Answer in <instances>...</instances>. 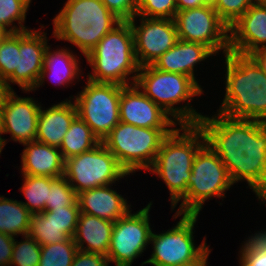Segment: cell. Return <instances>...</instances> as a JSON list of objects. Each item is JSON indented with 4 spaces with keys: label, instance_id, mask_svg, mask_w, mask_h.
Here are the masks:
<instances>
[{
    "label": "cell",
    "instance_id": "36",
    "mask_svg": "<svg viewBox=\"0 0 266 266\" xmlns=\"http://www.w3.org/2000/svg\"><path fill=\"white\" fill-rule=\"evenodd\" d=\"M256 0H217L214 9L220 19L228 26H232Z\"/></svg>",
    "mask_w": 266,
    "mask_h": 266
},
{
    "label": "cell",
    "instance_id": "44",
    "mask_svg": "<svg viewBox=\"0 0 266 266\" xmlns=\"http://www.w3.org/2000/svg\"><path fill=\"white\" fill-rule=\"evenodd\" d=\"M3 132H4L3 113H2V107H0V141L3 143V146H5L7 143V139L2 137Z\"/></svg>",
    "mask_w": 266,
    "mask_h": 266
},
{
    "label": "cell",
    "instance_id": "19",
    "mask_svg": "<svg viewBox=\"0 0 266 266\" xmlns=\"http://www.w3.org/2000/svg\"><path fill=\"white\" fill-rule=\"evenodd\" d=\"M112 186V184L99 186L78 193L80 212L111 222L124 217L130 211L131 205L121 194L111 189Z\"/></svg>",
    "mask_w": 266,
    "mask_h": 266
},
{
    "label": "cell",
    "instance_id": "42",
    "mask_svg": "<svg viewBox=\"0 0 266 266\" xmlns=\"http://www.w3.org/2000/svg\"><path fill=\"white\" fill-rule=\"evenodd\" d=\"M176 4L178 11L198 8L205 5L202 0H176Z\"/></svg>",
    "mask_w": 266,
    "mask_h": 266
},
{
    "label": "cell",
    "instance_id": "2",
    "mask_svg": "<svg viewBox=\"0 0 266 266\" xmlns=\"http://www.w3.org/2000/svg\"><path fill=\"white\" fill-rule=\"evenodd\" d=\"M225 56V96L218 113L266 123V75L250 55L229 51Z\"/></svg>",
    "mask_w": 266,
    "mask_h": 266
},
{
    "label": "cell",
    "instance_id": "37",
    "mask_svg": "<svg viewBox=\"0 0 266 266\" xmlns=\"http://www.w3.org/2000/svg\"><path fill=\"white\" fill-rule=\"evenodd\" d=\"M51 219L59 225L62 230L73 238L76 233L80 209L76 201L72 206H65L59 209H50Z\"/></svg>",
    "mask_w": 266,
    "mask_h": 266
},
{
    "label": "cell",
    "instance_id": "38",
    "mask_svg": "<svg viewBox=\"0 0 266 266\" xmlns=\"http://www.w3.org/2000/svg\"><path fill=\"white\" fill-rule=\"evenodd\" d=\"M121 21H130L137 14V0H101Z\"/></svg>",
    "mask_w": 266,
    "mask_h": 266
},
{
    "label": "cell",
    "instance_id": "45",
    "mask_svg": "<svg viewBox=\"0 0 266 266\" xmlns=\"http://www.w3.org/2000/svg\"><path fill=\"white\" fill-rule=\"evenodd\" d=\"M256 197H258L257 199L262 203L266 204V185L265 187L256 195Z\"/></svg>",
    "mask_w": 266,
    "mask_h": 266
},
{
    "label": "cell",
    "instance_id": "35",
    "mask_svg": "<svg viewBox=\"0 0 266 266\" xmlns=\"http://www.w3.org/2000/svg\"><path fill=\"white\" fill-rule=\"evenodd\" d=\"M177 11L176 0H137V18L174 19Z\"/></svg>",
    "mask_w": 266,
    "mask_h": 266
},
{
    "label": "cell",
    "instance_id": "49",
    "mask_svg": "<svg viewBox=\"0 0 266 266\" xmlns=\"http://www.w3.org/2000/svg\"><path fill=\"white\" fill-rule=\"evenodd\" d=\"M5 34H6V32L3 31V30L0 28V40H1V38H2Z\"/></svg>",
    "mask_w": 266,
    "mask_h": 266
},
{
    "label": "cell",
    "instance_id": "29",
    "mask_svg": "<svg viewBox=\"0 0 266 266\" xmlns=\"http://www.w3.org/2000/svg\"><path fill=\"white\" fill-rule=\"evenodd\" d=\"M32 0H0V28L6 33L30 30L25 25L26 13ZM18 21V26L14 24ZM14 24V25H13Z\"/></svg>",
    "mask_w": 266,
    "mask_h": 266
},
{
    "label": "cell",
    "instance_id": "3",
    "mask_svg": "<svg viewBox=\"0 0 266 266\" xmlns=\"http://www.w3.org/2000/svg\"><path fill=\"white\" fill-rule=\"evenodd\" d=\"M179 126L163 139L154 164L149 169L166 184L170 192L171 210L186 194L194 158L206 143L198 124Z\"/></svg>",
    "mask_w": 266,
    "mask_h": 266
},
{
    "label": "cell",
    "instance_id": "31",
    "mask_svg": "<svg viewBox=\"0 0 266 266\" xmlns=\"http://www.w3.org/2000/svg\"><path fill=\"white\" fill-rule=\"evenodd\" d=\"M19 32L6 33L0 40V78L7 80L18 69Z\"/></svg>",
    "mask_w": 266,
    "mask_h": 266
},
{
    "label": "cell",
    "instance_id": "41",
    "mask_svg": "<svg viewBox=\"0 0 266 266\" xmlns=\"http://www.w3.org/2000/svg\"><path fill=\"white\" fill-rule=\"evenodd\" d=\"M250 56L256 61L262 72L266 75V47L254 51Z\"/></svg>",
    "mask_w": 266,
    "mask_h": 266
},
{
    "label": "cell",
    "instance_id": "23",
    "mask_svg": "<svg viewBox=\"0 0 266 266\" xmlns=\"http://www.w3.org/2000/svg\"><path fill=\"white\" fill-rule=\"evenodd\" d=\"M113 226L114 222L80 212L73 237L78 250L107 256Z\"/></svg>",
    "mask_w": 266,
    "mask_h": 266
},
{
    "label": "cell",
    "instance_id": "21",
    "mask_svg": "<svg viewBox=\"0 0 266 266\" xmlns=\"http://www.w3.org/2000/svg\"><path fill=\"white\" fill-rule=\"evenodd\" d=\"M43 109L41 106L35 141L60 148L70 124L77 116L75 103L66 99Z\"/></svg>",
    "mask_w": 266,
    "mask_h": 266
},
{
    "label": "cell",
    "instance_id": "8",
    "mask_svg": "<svg viewBox=\"0 0 266 266\" xmlns=\"http://www.w3.org/2000/svg\"><path fill=\"white\" fill-rule=\"evenodd\" d=\"M173 130L143 128L119 122L102 142L131 174L152 167L163 139Z\"/></svg>",
    "mask_w": 266,
    "mask_h": 266
},
{
    "label": "cell",
    "instance_id": "22",
    "mask_svg": "<svg viewBox=\"0 0 266 266\" xmlns=\"http://www.w3.org/2000/svg\"><path fill=\"white\" fill-rule=\"evenodd\" d=\"M23 145L26 147L21 154V174L52 178L64 176L65 160L59 148L38 141Z\"/></svg>",
    "mask_w": 266,
    "mask_h": 266
},
{
    "label": "cell",
    "instance_id": "39",
    "mask_svg": "<svg viewBox=\"0 0 266 266\" xmlns=\"http://www.w3.org/2000/svg\"><path fill=\"white\" fill-rule=\"evenodd\" d=\"M71 266H109L107 256L78 250Z\"/></svg>",
    "mask_w": 266,
    "mask_h": 266
},
{
    "label": "cell",
    "instance_id": "18",
    "mask_svg": "<svg viewBox=\"0 0 266 266\" xmlns=\"http://www.w3.org/2000/svg\"><path fill=\"white\" fill-rule=\"evenodd\" d=\"M266 47V7L255 2L229 27V51L250 55Z\"/></svg>",
    "mask_w": 266,
    "mask_h": 266
},
{
    "label": "cell",
    "instance_id": "50",
    "mask_svg": "<svg viewBox=\"0 0 266 266\" xmlns=\"http://www.w3.org/2000/svg\"><path fill=\"white\" fill-rule=\"evenodd\" d=\"M3 148H4L3 143L0 141V154H1L2 150H3Z\"/></svg>",
    "mask_w": 266,
    "mask_h": 266
},
{
    "label": "cell",
    "instance_id": "11",
    "mask_svg": "<svg viewBox=\"0 0 266 266\" xmlns=\"http://www.w3.org/2000/svg\"><path fill=\"white\" fill-rule=\"evenodd\" d=\"M130 175L103 142L65 160L64 177L78 194L81 191L116 183Z\"/></svg>",
    "mask_w": 266,
    "mask_h": 266
},
{
    "label": "cell",
    "instance_id": "13",
    "mask_svg": "<svg viewBox=\"0 0 266 266\" xmlns=\"http://www.w3.org/2000/svg\"><path fill=\"white\" fill-rule=\"evenodd\" d=\"M174 21L180 40L206 45L215 54L229 52V27L212 6L177 11Z\"/></svg>",
    "mask_w": 266,
    "mask_h": 266
},
{
    "label": "cell",
    "instance_id": "20",
    "mask_svg": "<svg viewBox=\"0 0 266 266\" xmlns=\"http://www.w3.org/2000/svg\"><path fill=\"white\" fill-rule=\"evenodd\" d=\"M215 55L206 45L179 39L173 47L156 59L152 66L165 72L187 75L201 87L195 78L194 68L197 63L200 64Z\"/></svg>",
    "mask_w": 266,
    "mask_h": 266
},
{
    "label": "cell",
    "instance_id": "6",
    "mask_svg": "<svg viewBox=\"0 0 266 266\" xmlns=\"http://www.w3.org/2000/svg\"><path fill=\"white\" fill-rule=\"evenodd\" d=\"M136 85L179 125L198 124L203 116L190 106V101L195 96L203 94V88L187 75L165 72L152 65H145L139 69ZM185 101L183 106H174Z\"/></svg>",
    "mask_w": 266,
    "mask_h": 266
},
{
    "label": "cell",
    "instance_id": "16",
    "mask_svg": "<svg viewBox=\"0 0 266 266\" xmlns=\"http://www.w3.org/2000/svg\"><path fill=\"white\" fill-rule=\"evenodd\" d=\"M40 30H25L19 32V62L18 69L6 80L11 84H18L23 92H32L35 88L44 65L45 51L48 39L45 32ZM11 83V84H10Z\"/></svg>",
    "mask_w": 266,
    "mask_h": 266
},
{
    "label": "cell",
    "instance_id": "12",
    "mask_svg": "<svg viewBox=\"0 0 266 266\" xmlns=\"http://www.w3.org/2000/svg\"><path fill=\"white\" fill-rule=\"evenodd\" d=\"M152 201L146 207L131 213L114 222L108 249L109 263L116 266H131L134 259L141 256L150 244L152 228L149 222V211Z\"/></svg>",
    "mask_w": 266,
    "mask_h": 266
},
{
    "label": "cell",
    "instance_id": "48",
    "mask_svg": "<svg viewBox=\"0 0 266 266\" xmlns=\"http://www.w3.org/2000/svg\"><path fill=\"white\" fill-rule=\"evenodd\" d=\"M256 2L262 6L266 7V0H256Z\"/></svg>",
    "mask_w": 266,
    "mask_h": 266
},
{
    "label": "cell",
    "instance_id": "14",
    "mask_svg": "<svg viewBox=\"0 0 266 266\" xmlns=\"http://www.w3.org/2000/svg\"><path fill=\"white\" fill-rule=\"evenodd\" d=\"M129 22L133 33L135 56L140 67L152 65L177 41L178 33L174 19L140 17Z\"/></svg>",
    "mask_w": 266,
    "mask_h": 266
},
{
    "label": "cell",
    "instance_id": "9",
    "mask_svg": "<svg viewBox=\"0 0 266 266\" xmlns=\"http://www.w3.org/2000/svg\"><path fill=\"white\" fill-rule=\"evenodd\" d=\"M177 224L163 233H153L150 237L153 252L151 257L144 262L153 266H179L186 264H207L211 249L203 239L202 243L195 246L194 225L199 214H181Z\"/></svg>",
    "mask_w": 266,
    "mask_h": 266
},
{
    "label": "cell",
    "instance_id": "1",
    "mask_svg": "<svg viewBox=\"0 0 266 266\" xmlns=\"http://www.w3.org/2000/svg\"><path fill=\"white\" fill-rule=\"evenodd\" d=\"M198 125L233 184L245 180L257 195L266 185V123L217 113L203 115Z\"/></svg>",
    "mask_w": 266,
    "mask_h": 266
},
{
    "label": "cell",
    "instance_id": "28",
    "mask_svg": "<svg viewBox=\"0 0 266 266\" xmlns=\"http://www.w3.org/2000/svg\"><path fill=\"white\" fill-rule=\"evenodd\" d=\"M29 235L41 246L55 244L70 237L51 219V211L31 215Z\"/></svg>",
    "mask_w": 266,
    "mask_h": 266
},
{
    "label": "cell",
    "instance_id": "30",
    "mask_svg": "<svg viewBox=\"0 0 266 266\" xmlns=\"http://www.w3.org/2000/svg\"><path fill=\"white\" fill-rule=\"evenodd\" d=\"M78 248L73 238L41 246L38 266H71Z\"/></svg>",
    "mask_w": 266,
    "mask_h": 266
},
{
    "label": "cell",
    "instance_id": "17",
    "mask_svg": "<svg viewBox=\"0 0 266 266\" xmlns=\"http://www.w3.org/2000/svg\"><path fill=\"white\" fill-rule=\"evenodd\" d=\"M32 97H19L13 90L2 107L3 134L20 144L35 141L41 104Z\"/></svg>",
    "mask_w": 266,
    "mask_h": 266
},
{
    "label": "cell",
    "instance_id": "4",
    "mask_svg": "<svg viewBox=\"0 0 266 266\" xmlns=\"http://www.w3.org/2000/svg\"><path fill=\"white\" fill-rule=\"evenodd\" d=\"M121 20L101 0H67L53 18V36L68 41L86 57Z\"/></svg>",
    "mask_w": 266,
    "mask_h": 266
},
{
    "label": "cell",
    "instance_id": "26",
    "mask_svg": "<svg viewBox=\"0 0 266 266\" xmlns=\"http://www.w3.org/2000/svg\"><path fill=\"white\" fill-rule=\"evenodd\" d=\"M100 140L94 135L91 128L77 115L64 136L59 148L64 160L91 150Z\"/></svg>",
    "mask_w": 266,
    "mask_h": 266
},
{
    "label": "cell",
    "instance_id": "7",
    "mask_svg": "<svg viewBox=\"0 0 266 266\" xmlns=\"http://www.w3.org/2000/svg\"><path fill=\"white\" fill-rule=\"evenodd\" d=\"M233 182L219 156L205 143L197 152L188 180L186 194L173 218L181 214H200L205 201L224 198Z\"/></svg>",
    "mask_w": 266,
    "mask_h": 266
},
{
    "label": "cell",
    "instance_id": "27",
    "mask_svg": "<svg viewBox=\"0 0 266 266\" xmlns=\"http://www.w3.org/2000/svg\"><path fill=\"white\" fill-rule=\"evenodd\" d=\"M24 184L19 188L26 197L27 202L21 203L32 213L45 211V203L48 200L50 189L49 176H31L22 174Z\"/></svg>",
    "mask_w": 266,
    "mask_h": 266
},
{
    "label": "cell",
    "instance_id": "40",
    "mask_svg": "<svg viewBox=\"0 0 266 266\" xmlns=\"http://www.w3.org/2000/svg\"><path fill=\"white\" fill-rule=\"evenodd\" d=\"M15 237L0 232V266H10Z\"/></svg>",
    "mask_w": 266,
    "mask_h": 266
},
{
    "label": "cell",
    "instance_id": "25",
    "mask_svg": "<svg viewBox=\"0 0 266 266\" xmlns=\"http://www.w3.org/2000/svg\"><path fill=\"white\" fill-rule=\"evenodd\" d=\"M32 213L14 199L0 196V232L16 237L29 235Z\"/></svg>",
    "mask_w": 266,
    "mask_h": 266
},
{
    "label": "cell",
    "instance_id": "34",
    "mask_svg": "<svg viewBox=\"0 0 266 266\" xmlns=\"http://www.w3.org/2000/svg\"><path fill=\"white\" fill-rule=\"evenodd\" d=\"M22 237L23 241L21 242L14 240L10 266H38L41 256V245L30 235H23Z\"/></svg>",
    "mask_w": 266,
    "mask_h": 266
},
{
    "label": "cell",
    "instance_id": "15",
    "mask_svg": "<svg viewBox=\"0 0 266 266\" xmlns=\"http://www.w3.org/2000/svg\"><path fill=\"white\" fill-rule=\"evenodd\" d=\"M119 114L120 122L137 127L175 129L172 127L179 125L160 106L148 98L136 83L122 86Z\"/></svg>",
    "mask_w": 266,
    "mask_h": 266
},
{
    "label": "cell",
    "instance_id": "5",
    "mask_svg": "<svg viewBox=\"0 0 266 266\" xmlns=\"http://www.w3.org/2000/svg\"><path fill=\"white\" fill-rule=\"evenodd\" d=\"M85 58L93 71L87 75L89 80L122 86L135 84L140 66L135 56L130 22L121 21Z\"/></svg>",
    "mask_w": 266,
    "mask_h": 266
},
{
    "label": "cell",
    "instance_id": "32",
    "mask_svg": "<svg viewBox=\"0 0 266 266\" xmlns=\"http://www.w3.org/2000/svg\"><path fill=\"white\" fill-rule=\"evenodd\" d=\"M244 241L239 266H266V232L259 231Z\"/></svg>",
    "mask_w": 266,
    "mask_h": 266
},
{
    "label": "cell",
    "instance_id": "10",
    "mask_svg": "<svg viewBox=\"0 0 266 266\" xmlns=\"http://www.w3.org/2000/svg\"><path fill=\"white\" fill-rule=\"evenodd\" d=\"M122 85L94 82L87 79L86 86L73 97L77 115L91 128L102 142L120 122L119 105Z\"/></svg>",
    "mask_w": 266,
    "mask_h": 266
},
{
    "label": "cell",
    "instance_id": "24",
    "mask_svg": "<svg viewBox=\"0 0 266 266\" xmlns=\"http://www.w3.org/2000/svg\"><path fill=\"white\" fill-rule=\"evenodd\" d=\"M50 47L51 46L48 45L45 51L43 69L32 91L36 90L44 83L46 75L49 77L51 76V82L53 80L55 81L54 83L60 86H67L69 83L72 84V81L76 78L80 79L79 77L82 75L79 59H77V56L74 55L69 48L64 49L61 47V49H56L52 52L50 51L52 50Z\"/></svg>",
    "mask_w": 266,
    "mask_h": 266
},
{
    "label": "cell",
    "instance_id": "46",
    "mask_svg": "<svg viewBox=\"0 0 266 266\" xmlns=\"http://www.w3.org/2000/svg\"><path fill=\"white\" fill-rule=\"evenodd\" d=\"M202 2L207 5V6H212L214 7V5L216 4L217 0H202Z\"/></svg>",
    "mask_w": 266,
    "mask_h": 266
},
{
    "label": "cell",
    "instance_id": "33",
    "mask_svg": "<svg viewBox=\"0 0 266 266\" xmlns=\"http://www.w3.org/2000/svg\"><path fill=\"white\" fill-rule=\"evenodd\" d=\"M76 201L77 193L64 176L59 178L50 177L49 196L45 203V211L72 206Z\"/></svg>",
    "mask_w": 266,
    "mask_h": 266
},
{
    "label": "cell",
    "instance_id": "43",
    "mask_svg": "<svg viewBox=\"0 0 266 266\" xmlns=\"http://www.w3.org/2000/svg\"><path fill=\"white\" fill-rule=\"evenodd\" d=\"M13 90L8 86L7 81L0 78V107H3L5 104L7 96Z\"/></svg>",
    "mask_w": 266,
    "mask_h": 266
},
{
    "label": "cell",
    "instance_id": "47",
    "mask_svg": "<svg viewBox=\"0 0 266 266\" xmlns=\"http://www.w3.org/2000/svg\"><path fill=\"white\" fill-rule=\"evenodd\" d=\"M179 266H208V264H186V265H179Z\"/></svg>",
    "mask_w": 266,
    "mask_h": 266
}]
</instances>
